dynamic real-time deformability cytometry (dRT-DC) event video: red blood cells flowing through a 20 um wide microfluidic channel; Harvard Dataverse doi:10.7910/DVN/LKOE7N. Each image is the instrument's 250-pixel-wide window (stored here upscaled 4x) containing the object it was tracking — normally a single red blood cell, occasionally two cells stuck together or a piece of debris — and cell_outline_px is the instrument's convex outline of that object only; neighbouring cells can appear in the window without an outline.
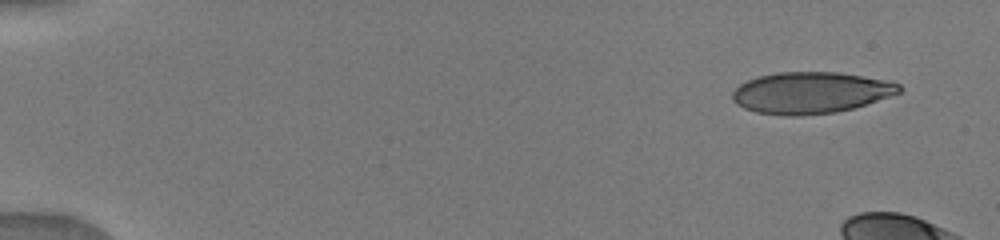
{"species": "human", "species_latin": "Homo sapiens", "temperature_condition": "warm", "stored_images_in_passage": 7, "camera_frame_rate_fps": 3000, "um_per_image_px": 0.085, "donor": {"sex": "male"}, "frame": {"image": 1, "passage_image": 1, "time_ms": 0.0, "image_size_px": [1000, 240], "cell_outline_px": [[904, 88], [900, 92], [852, 108], [836, 112], [800, 116], [784, 116], [756, 112], [744, 108], [736, 104], [732, 100], [732, 92], [740, 84], [748, 80], [760, 76], [780, 72], [840, 72], [884, 80], [900, 84]], "centroid_in_image_um": [68.87, 7.88], "position_along_channel_um": 16.1, "area_um2": 40.11}}